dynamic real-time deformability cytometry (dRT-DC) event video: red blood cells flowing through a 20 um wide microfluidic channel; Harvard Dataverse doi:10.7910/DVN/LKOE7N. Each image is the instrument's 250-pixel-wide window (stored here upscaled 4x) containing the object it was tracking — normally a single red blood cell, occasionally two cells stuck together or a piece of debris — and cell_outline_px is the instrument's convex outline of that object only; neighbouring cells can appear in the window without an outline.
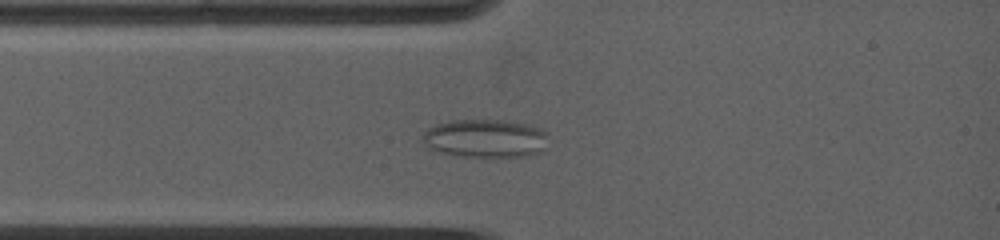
{"species": "common noctule bat (a hibernating species)", "species_latin": "Nyctalus noctula", "temperature_condition": "warm", "stored_images_in_passage": 53, "camera_frame_rate_fps": 5000, "um_per_image_px": 0.085, "animal": {"sex": "female", "body_mass_g": 19.0, "forearm_length_mm": 53.3}, "frame": {"image": 1, "passage_image": 10, "time_ms": 2.0, "image_size_px": [1000, 240], "cell_outline_px": [[544, 152], [528, 156], [456, 156], [440, 152], [424, 144], [420, 136], [428, 128], [436, 124], [452, 120], [504, 120], [528, 124], [544, 132]], "centroid_in_image_um": [41.2, 11.76], "position_along_channel_um": 43.8, "area_um2": 27.86}}
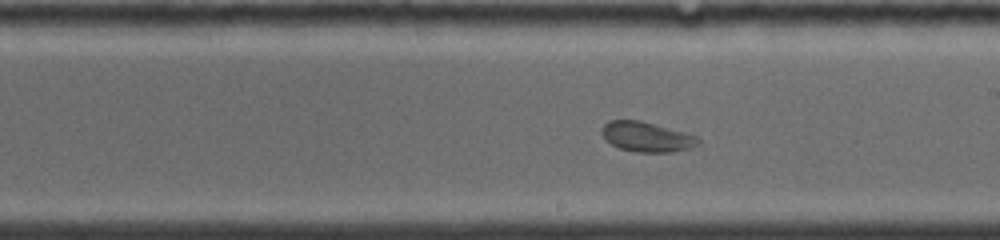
{"frame": {"image": 2, "passage_image": 33, "time_ms": 6.8, "image_size_px": [1000, 240], "cell_outline_px": [[700, 144], [688, 148], [672, 152], [636, 152], [620, 148], [612, 144], [600, 132], [600, 128], [608, 120], [640, 120], [684, 132], [696, 136], [700, 140]], "centroid_in_image_um": [54.95, 11.62], "position_along_channel_um": 234.0, "area_um2": 16.7}}
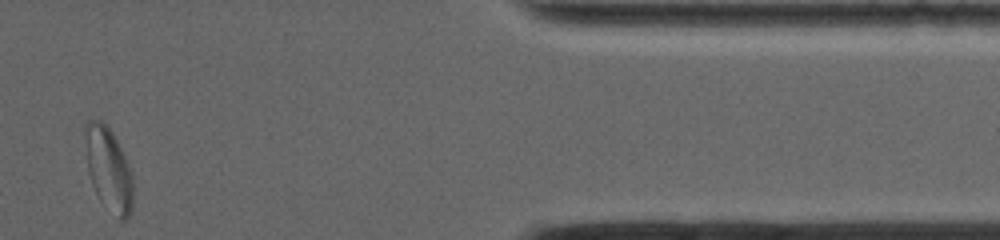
{"frame": {"image": 3, "passage_image": 53, "time_ms": 12.2, "image_size_px": [1000, 240], "cell_outline_px": [[132, 212], [124, 220], [120, 220], [100, 200], [92, 184], [88, 172], [84, 132], [84, 124], [88, 120], [100, 120], [112, 132], [132, 172]], "centroid_in_image_um": [9.22, 14.37], "position_along_channel_um": 402.2, "area_um2": 23.0}}